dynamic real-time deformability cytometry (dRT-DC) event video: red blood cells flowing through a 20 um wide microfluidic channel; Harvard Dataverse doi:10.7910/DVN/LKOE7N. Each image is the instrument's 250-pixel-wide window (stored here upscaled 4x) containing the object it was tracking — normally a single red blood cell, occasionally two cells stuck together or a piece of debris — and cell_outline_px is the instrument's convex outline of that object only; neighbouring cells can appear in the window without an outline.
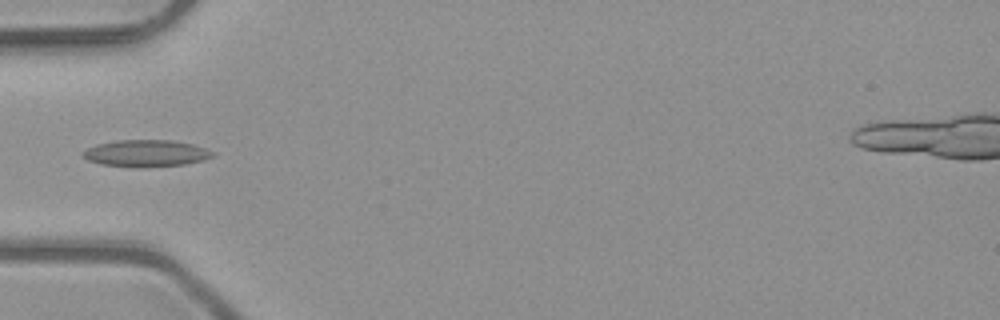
{"species": "common noctule bat (a hibernating species)", "species_latin": "Nyctalus noctula", "temperature_condition": "room temperature", "stored_images_in_passage": 6, "camera_frame_rate_fps": 3000, "um_per_image_px": 0.085, "animal": {"sex": "male", "body_mass_g": 23.1, "forearm_length_mm": 52.7}, "frame": {"image": 1, "passage_image": 5, "time_ms": 1.333, "image_size_px": [1000, 320], "cell_outline_px": [[216, 156], [204, 160], [184, 164], [144, 168], [132, 168], [100, 164], [88, 160], [80, 156], [80, 152], [96, 144], [116, 140], [172, 140], [192, 144], [208, 148], [216, 152]], "centroid_in_image_um": [12.42, 13.04], "position_along_channel_um": 72.6, "area_um2": 20.87}}
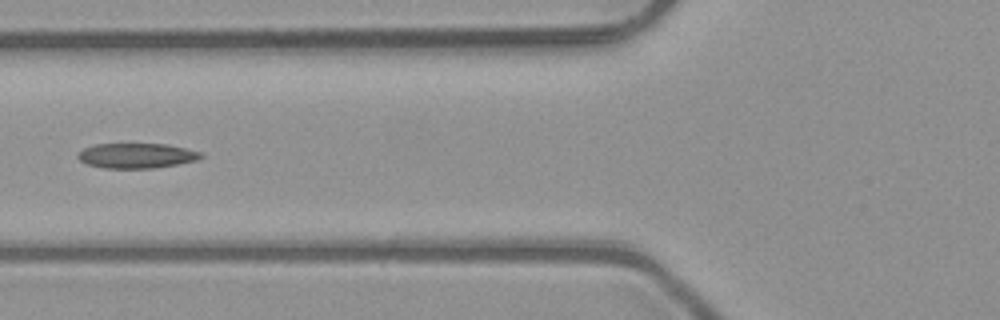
{"frame": {"image": 2, "passage_image": 6, "time_ms": 1.667, "image_size_px": [1000, 320], "cell_outline_px": [[204, 156], [196, 160], [156, 168], [104, 168], [88, 164], [80, 160], [76, 156], [84, 148], [96, 144], [168, 144], [200, 152]], "centroid_in_image_um": [11.6, 13.23], "position_along_channel_um": 114.2, "area_um2": 17.74}}